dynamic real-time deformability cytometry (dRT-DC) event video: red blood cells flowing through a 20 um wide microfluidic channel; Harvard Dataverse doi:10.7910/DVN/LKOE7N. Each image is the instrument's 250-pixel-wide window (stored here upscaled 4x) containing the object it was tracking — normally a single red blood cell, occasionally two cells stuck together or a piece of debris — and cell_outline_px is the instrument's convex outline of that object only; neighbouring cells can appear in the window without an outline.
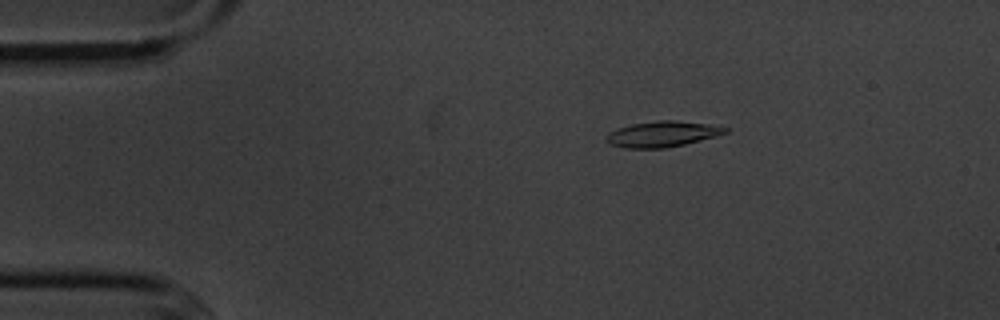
{"species": "common noctule bat (a hibernating species)", "species_latin": "Nyctalus noctula", "temperature_condition": "cold", "stored_images_in_passage": 6, "camera_frame_rate_fps": 3000, "um_per_image_px": 0.085, "animal": {"sex": "male", "body_mass_g": 20.1, "forearm_length_mm": 53.5}, "frame": {"image": 1, "passage_image": 3, "time_ms": 2.333, "image_size_px": [1000, 320], "cell_outline_px": [[728, 132], [716, 136], [684, 144], [664, 148], [624, 148], [608, 144], [604, 140], [608, 132], [616, 128], [632, 124], [656, 120], [676, 120], [708, 124], [728, 128]], "centroid_in_image_um": [56.23, 11.39], "position_along_channel_um": 28.8, "area_um2": 17.92}}
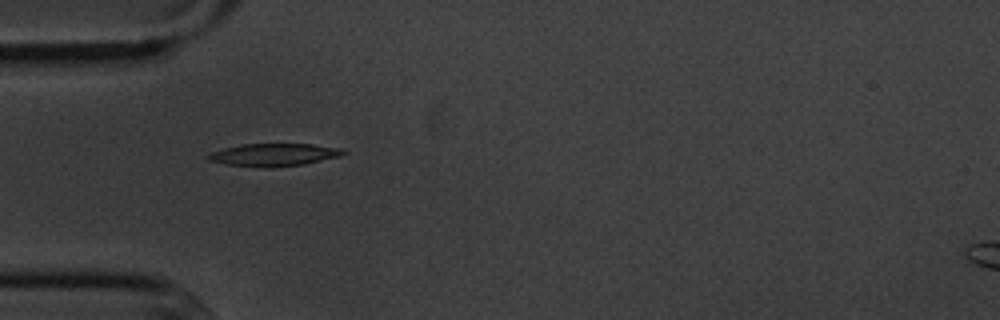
{"frame": {"image": 2, "passage_image": 5, "time_ms": 4.667, "image_size_px": [1000, 320], "cell_outline_px": [[348, 152], [340, 156], [304, 164], [272, 168], [264, 168], [224, 164], [208, 160], [204, 156], [212, 152], [224, 148], [240, 144], [312, 144], [340, 148]], "centroid_in_image_um": [23.25, 13.16], "position_along_channel_um": 61.8, "area_um2": 17.98}}
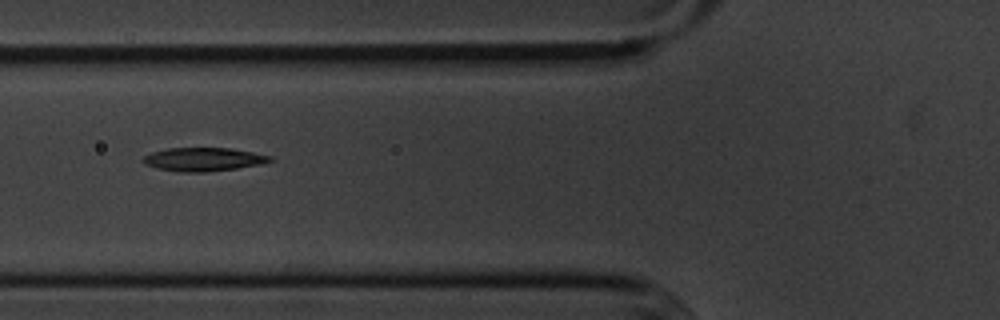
{"frame": {"image": 3, "passage_image": 6, "time_ms": 6.0, "image_size_px": [1000, 320], "cell_outline_px": [[272, 160], [260, 164], [236, 168], [204, 172], [180, 172], [156, 168], [144, 164], [140, 160], [144, 156], [152, 152], [168, 148], [232, 148], [272, 156]], "centroid_in_image_um": [17.24, 13.54], "position_along_channel_um": 108.6, "area_um2": 17.34}}